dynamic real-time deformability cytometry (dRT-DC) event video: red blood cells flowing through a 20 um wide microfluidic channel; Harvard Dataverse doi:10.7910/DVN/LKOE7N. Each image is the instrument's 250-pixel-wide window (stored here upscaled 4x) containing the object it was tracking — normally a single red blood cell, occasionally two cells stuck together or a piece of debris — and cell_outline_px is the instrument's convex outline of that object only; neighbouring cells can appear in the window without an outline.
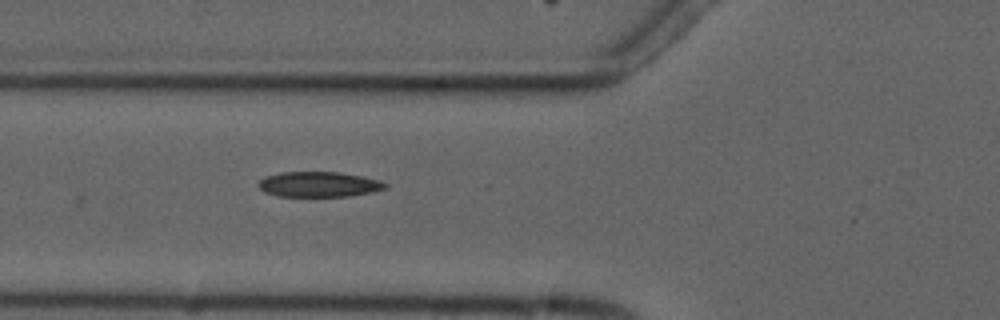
{"species": "common noctule bat (a hibernating species)", "species_latin": "Nyctalus noctula", "temperature_condition": "cold", "stored_images_in_passage": 6, "camera_frame_rate_fps": 3000, "um_per_image_px": 0.085, "animal": {"sex": "male", "forearm_length_mm": 52.5}, "frame": {"image": 1, "passage_image": 6, "time_ms": 5.667, "image_size_px": [1000, 320], "cell_outline_px": [[388, 188], [372, 192], [348, 196], [276, 196], [264, 192], [256, 184], [264, 176], [280, 172], [340, 172], [380, 180], [388, 184]], "centroid_in_image_um": [27.08, 15.67], "position_along_channel_um": 98.7, "area_um2": 18.79}}